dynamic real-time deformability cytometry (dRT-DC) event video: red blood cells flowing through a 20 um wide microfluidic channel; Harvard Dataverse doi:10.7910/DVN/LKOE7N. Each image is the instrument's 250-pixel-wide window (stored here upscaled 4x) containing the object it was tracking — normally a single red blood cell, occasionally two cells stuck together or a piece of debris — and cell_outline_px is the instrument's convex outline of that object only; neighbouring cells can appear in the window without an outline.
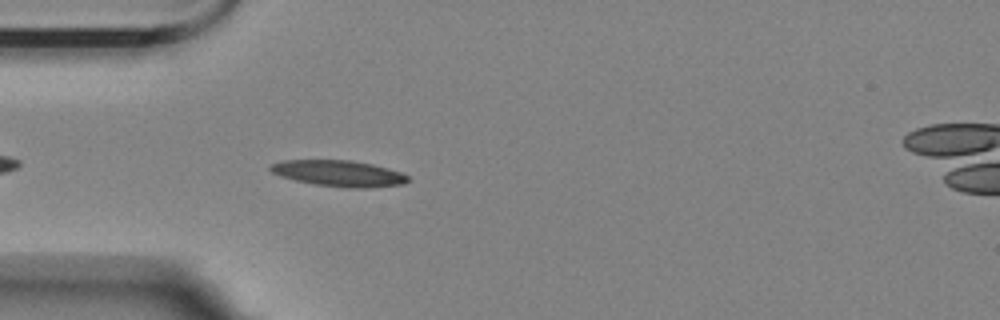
{"species": "Egyptian fruit bat (a non-hibernating species)", "species_latin": "Rousettus aegyptiacus", "temperature_condition": "room temperature", "stored_images_in_passage": 2, "camera_frame_rate_fps": 3000, "um_per_image_px": 0.085, "animal": {"sex": "female"}, "frame": {"image": 1, "passage_image": 2, "time_ms": 1.333, "image_size_px": [1000, 320], "cell_outline_px": [[408, 180], [404, 184], [368, 188], [348, 188], [316, 184], [296, 180], [280, 176], [272, 172], [268, 168], [272, 164], [284, 160], [352, 160], [372, 164], [400, 172], [408, 176]], "centroid_in_image_um": [28.8, 14.74], "position_along_channel_um": 56.2, "area_um2": 20.75}}